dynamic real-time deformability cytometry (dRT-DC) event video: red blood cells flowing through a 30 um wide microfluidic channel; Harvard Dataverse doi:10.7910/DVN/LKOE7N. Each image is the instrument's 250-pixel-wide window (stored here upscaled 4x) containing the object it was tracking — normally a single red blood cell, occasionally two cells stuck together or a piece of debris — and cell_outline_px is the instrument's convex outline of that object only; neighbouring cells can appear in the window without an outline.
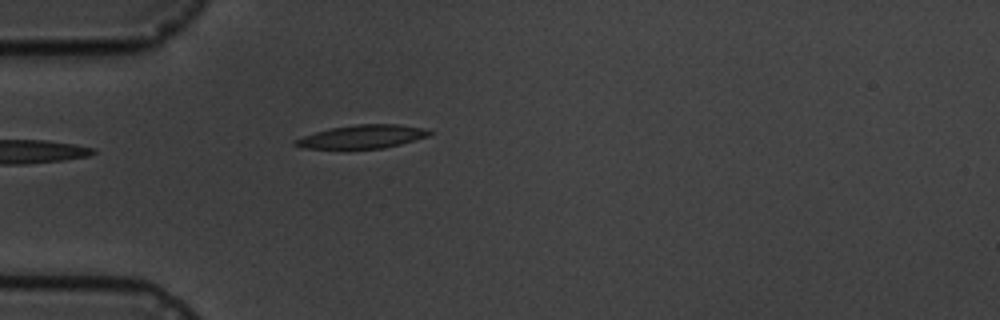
{"species": "common noctule bat (a hibernating species)", "species_latin": "Nyctalus noctula", "temperature_condition": "cold", "stored_images_in_passage": 5, "camera_frame_rate_fps": 3000, "um_per_image_px": 0.085, "animal": {"sex": "male", "body_mass_g": 19.5, "forearm_length_mm": 54.6}, "frame": {"image": 1, "passage_image": 5, "time_ms": 4.667, "image_size_px": [1000, 320], "cell_outline_px": [[436, 132], [428, 136], [400, 144], [384, 148], [348, 152], [300, 148], [292, 144], [292, 140], [316, 132], [332, 128], [356, 124], [396, 124], [424, 128]], "centroid_in_image_um": [30.7, 11.68], "position_along_channel_um": 54.3, "area_um2": 19.36}}